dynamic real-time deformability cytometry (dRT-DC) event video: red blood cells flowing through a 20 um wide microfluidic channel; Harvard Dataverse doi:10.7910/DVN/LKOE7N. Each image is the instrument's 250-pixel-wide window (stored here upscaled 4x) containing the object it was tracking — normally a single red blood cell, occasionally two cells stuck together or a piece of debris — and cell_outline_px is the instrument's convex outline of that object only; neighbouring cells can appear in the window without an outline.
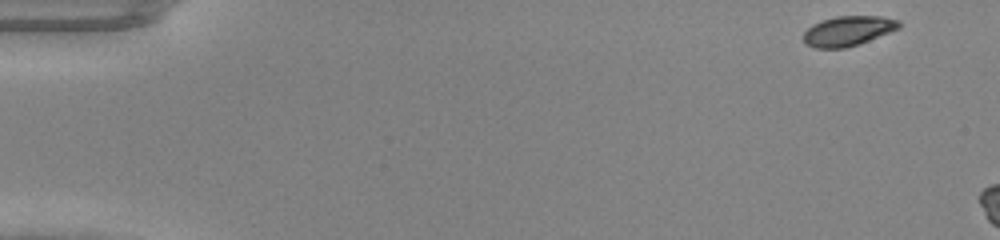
{"species": "common noctule bat (a hibernating species)", "species_latin": "Nyctalus noctula", "temperature_condition": "warm", "stored_images_in_passage": 5, "camera_frame_rate_fps": 3000, "um_per_image_px": 0.085, "animal": {"sex": "male", "body_mass_g": 20.0, "forearm_length_mm": 53.3}, "frame": {"image": 1, "passage_image": 1, "time_ms": 0.0, "image_size_px": [1000, 240], "cell_outline_px": [[900, 28], [860, 44], [844, 48], [816, 48], [804, 44], [804, 32], [812, 24], [836, 16], [880, 16], [900, 20]], "centroid_in_image_um": [72.09, 2.63], "position_along_channel_um": 12.9, "area_um2": 16.65}}